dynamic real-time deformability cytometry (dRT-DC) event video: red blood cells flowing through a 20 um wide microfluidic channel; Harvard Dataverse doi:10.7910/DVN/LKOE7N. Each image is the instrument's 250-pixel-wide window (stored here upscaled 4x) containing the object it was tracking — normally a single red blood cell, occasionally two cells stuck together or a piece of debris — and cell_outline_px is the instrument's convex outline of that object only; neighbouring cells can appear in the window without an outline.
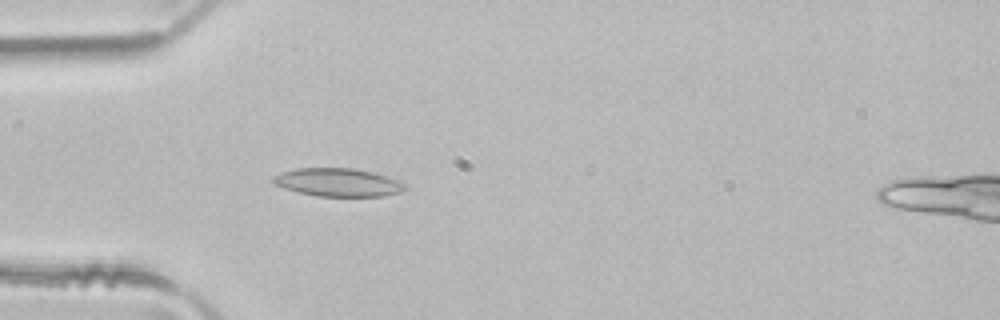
{"species": "common noctule bat (a hibernating species)", "species_latin": "Nyctalus noctula", "temperature_condition": "room temperature", "stored_images_in_passage": 10, "camera_frame_rate_fps": 3000, "um_per_image_px": 0.085, "animal": {"sex": "male", "body_mass_g": 21.5, "forearm_length_mm": 52.0}, "frame": {"image": 1, "passage_image": 1, "time_ms": 0.0, "image_size_px": [1000, 320], "cell_outline_px": [[408, 188], [400, 192], [384, 196], [316, 196], [284, 188], [276, 184], [272, 180], [272, 176], [296, 168], [356, 168], [372, 172], [400, 180], [408, 184]], "centroid_in_image_um": [28.8, 15.5], "position_along_channel_um": 56.2, "area_um2": 21.68}}
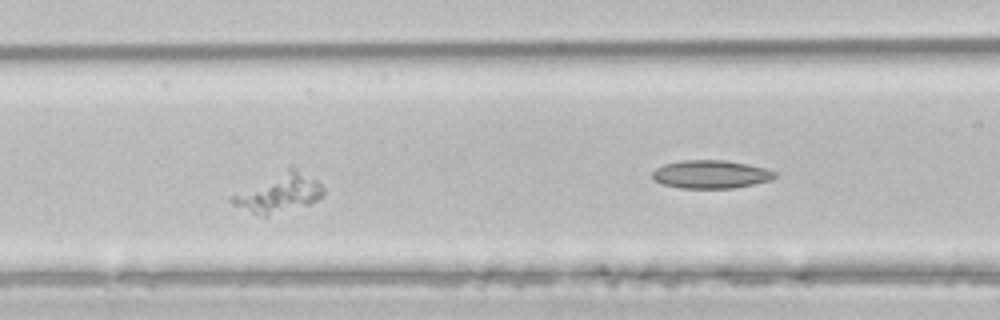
{"frame": {"image": 2, "passage_image": 5, "time_ms": 1.333, "image_size_px": [1000, 320], "cell_outline_px": [[324, 196], [308, 204], [268, 216], [264, 216], [252, 212], [232, 204], [228, 200], [232, 196], [292, 164], [316, 180], [324, 188]], "centroid_in_image_um": [23.76, 16.38], "position_along_channel_um": 142.8, "area_um2": 20.29}}
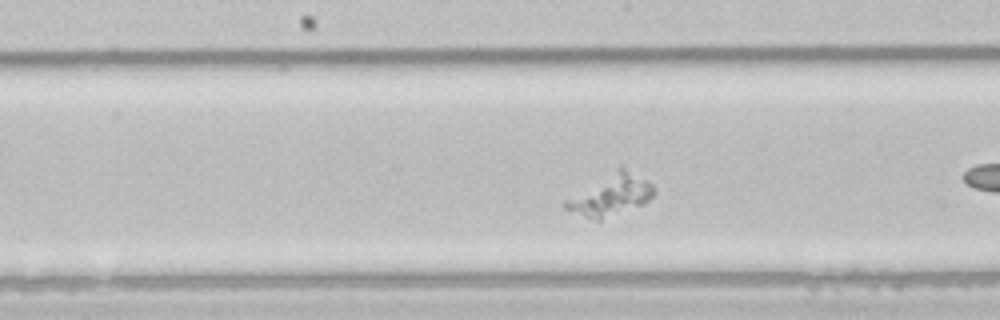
{"frame": {"image": 3, "passage_image": 9, "time_ms": 2.667, "image_size_px": [1000, 320], "cell_outline_px": [[656, 192], [644, 204], [600, 220], [596, 220], [584, 216], [564, 208], [564, 200], [620, 168], [624, 168], [652, 184], [656, 188]], "centroid_in_image_um": [51.94, 16.62], "position_along_channel_um": 196.3, "area_um2": 20.17}}